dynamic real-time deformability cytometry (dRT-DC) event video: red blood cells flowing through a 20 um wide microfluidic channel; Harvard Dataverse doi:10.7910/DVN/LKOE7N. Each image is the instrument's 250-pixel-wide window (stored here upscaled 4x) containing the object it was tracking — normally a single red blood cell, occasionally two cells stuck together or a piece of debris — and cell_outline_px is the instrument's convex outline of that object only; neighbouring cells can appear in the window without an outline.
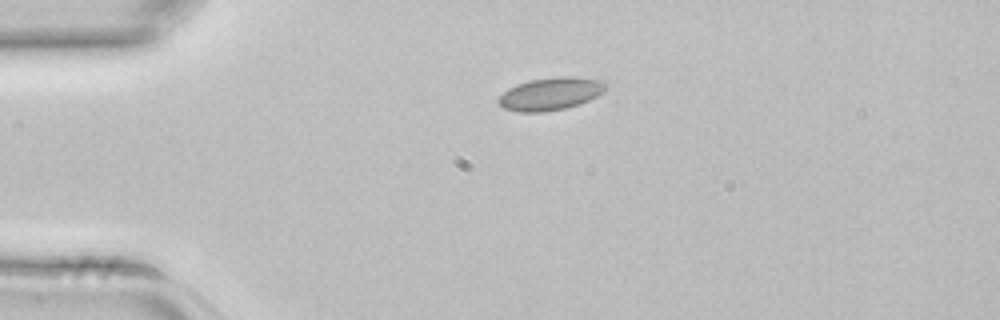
{"species": "common noctule bat (a hibernating species)", "species_latin": "Nyctalus noctula", "temperature_condition": "room temperature", "stored_images_in_passage": 2, "camera_frame_rate_fps": 3000, "um_per_image_px": 0.085, "animal": {"sex": "female", "body_mass_g": 22.7, "forearm_length_mm": 54.2}, "frame": {"image": 1, "passage_image": 2, "time_ms": 0.333, "image_size_px": [1000, 320], "cell_outline_px": [[608, 88], [604, 92], [580, 104], [564, 108], [544, 112], [520, 112], [504, 108], [496, 100], [508, 88], [516, 84], [528, 80], [560, 76], [572, 76], [604, 80], [608, 84]], "centroid_in_image_um": [46.83, 7.95], "position_along_channel_um": 38.2, "area_um2": 20.63}}